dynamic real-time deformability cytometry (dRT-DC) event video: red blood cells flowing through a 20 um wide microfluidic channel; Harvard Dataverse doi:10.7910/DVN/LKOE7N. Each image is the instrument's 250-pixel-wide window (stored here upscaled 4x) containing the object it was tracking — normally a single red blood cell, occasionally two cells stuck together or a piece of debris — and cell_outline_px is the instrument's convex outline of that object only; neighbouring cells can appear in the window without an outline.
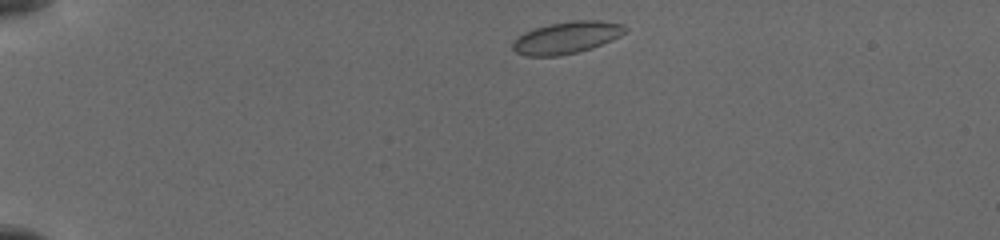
{"species": "common noctule bat (a hibernating species)", "species_latin": "Nyctalus noctula", "temperature_condition": "cold", "stored_images_in_passage": 14, "camera_frame_rate_fps": 3000, "um_per_image_px": 0.085, "animal": {"sex": "female", "body_mass_g": 19.5, "forearm_length_mm": 54.1}, "frame": {"image": 1, "passage_image": 1, "time_ms": 0.0, "image_size_px": [1000, 240], "cell_outline_px": [[628, 32], [612, 40], [592, 48], [560, 56], [528, 56], [516, 52], [512, 48], [512, 40], [524, 32], [548, 24], [572, 20], [600, 20], [624, 24], [628, 28]], "centroid_in_image_um": [48.19, 3.18], "position_along_channel_um": 36.8, "area_um2": 21.21}}
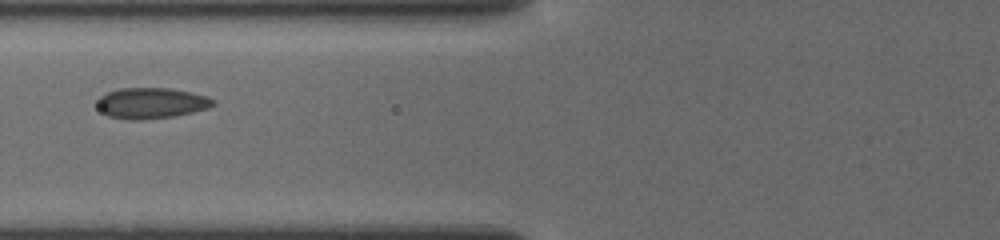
{"frame": {"image": 2, "passage_image": 12, "time_ms": 3.667, "image_size_px": [1000, 240], "cell_outline_px": [[216, 104], [208, 108], [176, 116], [140, 120], [128, 120], [108, 116], [96, 104], [96, 100], [100, 96], [108, 92], [120, 88], [168, 88], [192, 92], [208, 96], [216, 100]], "centroid_in_image_um": [12.89, 8.76], "position_along_channel_um": 112.9, "area_um2": 20.98}}
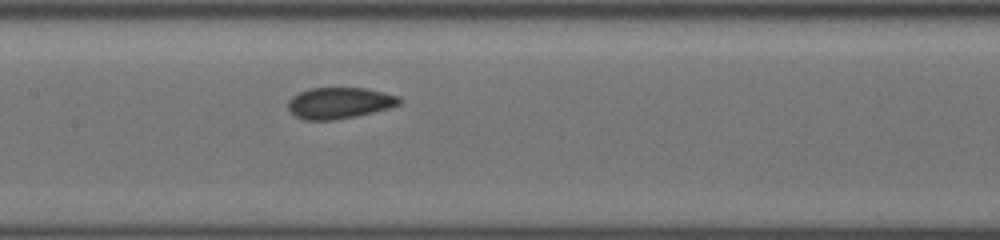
{"frame": {"image": 3, "passage_image": 14, "time_ms": 5.333, "image_size_px": [1000, 240], "cell_outline_px": [[404, 100], [400, 104], [388, 108], [356, 116], [332, 120], [304, 120], [296, 116], [288, 108], [288, 100], [292, 96], [300, 92], [312, 88], [364, 88], [384, 92], [400, 96]], "centroid_in_image_um": [28.87, 8.75], "position_along_channel_um": 178.5, "area_um2": 20.23}}